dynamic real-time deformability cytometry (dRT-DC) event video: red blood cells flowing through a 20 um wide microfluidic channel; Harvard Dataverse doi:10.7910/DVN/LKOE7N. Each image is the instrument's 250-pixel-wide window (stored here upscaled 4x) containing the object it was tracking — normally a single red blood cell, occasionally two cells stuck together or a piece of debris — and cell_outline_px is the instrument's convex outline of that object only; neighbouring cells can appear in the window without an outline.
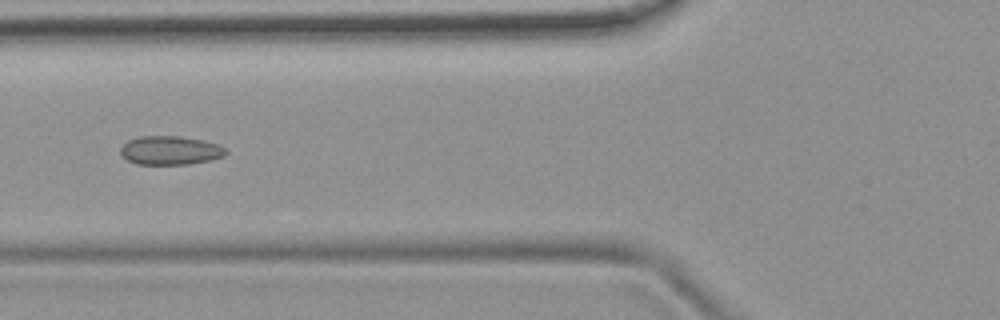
{"species": "common noctule bat (a hibernating species)", "species_latin": "Nyctalus noctula", "temperature_condition": "room temperature", "stored_images_in_passage": 6, "camera_frame_rate_fps": 3000, "um_per_image_px": 0.085, "animal": {"sex": "female", "body_mass_g": 19.9}, "frame": {"image": 1, "passage_image": 6, "time_ms": 6.667, "image_size_px": [1000, 320], "cell_outline_px": [[228, 152], [224, 156], [212, 160], [188, 164], [136, 164], [120, 156], [120, 148], [128, 140], [140, 136], [180, 136], [204, 140], [216, 144], [224, 148]], "centroid_in_image_um": [14.45, 12.78], "position_along_channel_um": 111.3, "area_um2": 17.74}}